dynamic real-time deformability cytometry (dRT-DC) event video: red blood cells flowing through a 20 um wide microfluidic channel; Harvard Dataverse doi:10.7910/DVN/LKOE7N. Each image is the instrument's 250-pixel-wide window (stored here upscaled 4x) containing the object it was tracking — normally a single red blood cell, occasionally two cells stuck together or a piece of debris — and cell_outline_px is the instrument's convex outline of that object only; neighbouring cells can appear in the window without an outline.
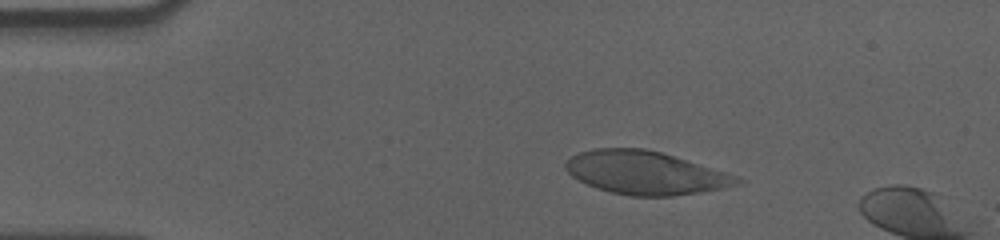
{"species": "human", "species_latin": "Homo sapiens", "temperature_condition": "cold", "stored_images_in_passage": 16, "camera_frame_rate_fps": 3000, "um_per_image_px": 0.085, "donor": {"sex": "male"}, "frame": {"image": 1, "passage_image": 10, "time_ms": 3.0, "image_size_px": [1000, 240], "cell_outline_px": [[744, 184], [724, 188], [700, 192], [672, 196], [632, 196], [612, 192], [596, 188], [572, 176], [564, 168], [564, 164], [572, 156], [580, 152], [596, 148], [644, 148], [660, 152], [724, 172], [736, 176], [744, 180]], "centroid_in_image_um": [54.86, 14.69], "position_along_channel_um": 30.1, "area_um2": 42.77}}